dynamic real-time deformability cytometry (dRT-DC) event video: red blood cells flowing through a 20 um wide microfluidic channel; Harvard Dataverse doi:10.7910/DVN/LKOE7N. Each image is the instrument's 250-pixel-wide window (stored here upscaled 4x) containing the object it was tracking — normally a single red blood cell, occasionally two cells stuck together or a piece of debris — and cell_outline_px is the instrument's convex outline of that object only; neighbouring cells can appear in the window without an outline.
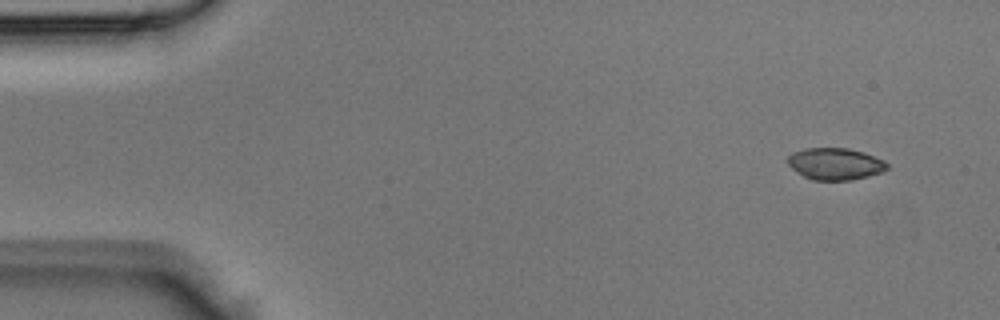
{"species": "Egyptian fruit bat (a non-hibernating species)", "species_latin": "Rousettus aegyptiacus", "temperature_condition": "room temperature", "stored_images_in_passage": 41, "camera_frame_rate_fps": 3000, "um_per_image_px": 0.085, "animal": {"sex": "male"}, "frame": {"image": 1, "passage_image": 1, "time_ms": 0.0, "image_size_px": [1000, 320], "cell_outline_px": [[888, 168], [880, 172], [868, 176], [852, 180], [812, 180], [796, 172], [788, 164], [788, 156], [792, 152], [804, 148], [848, 148], [864, 152], [884, 160], [888, 164]], "centroid_in_image_um": [70.98, 13.92], "position_along_channel_um": 14.0, "area_um2": 18.5}}
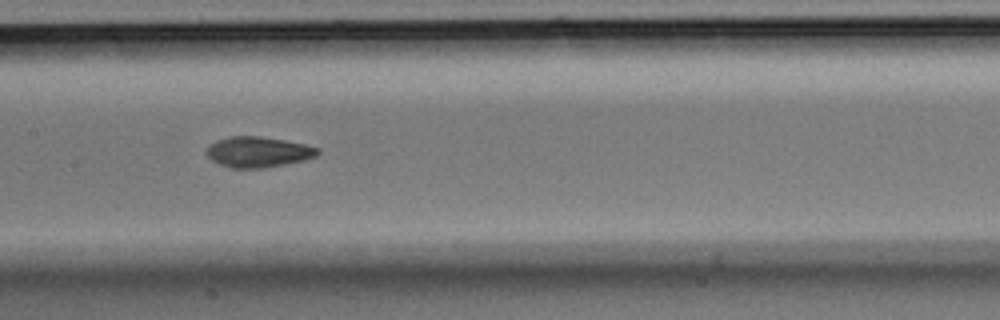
{"frame": {"image": 2, "passage_image": 19, "time_ms": 6.0, "image_size_px": [1000, 320], "cell_outline_px": [[320, 152], [316, 156], [304, 160], [264, 168], [232, 168], [220, 164], [212, 160], [204, 152], [208, 144], [216, 140], [232, 136], [260, 136], [284, 140], [304, 144], [320, 148]], "centroid_in_image_um": [21.92, 12.91], "position_along_channel_um": 185.5, "area_um2": 19.88}}
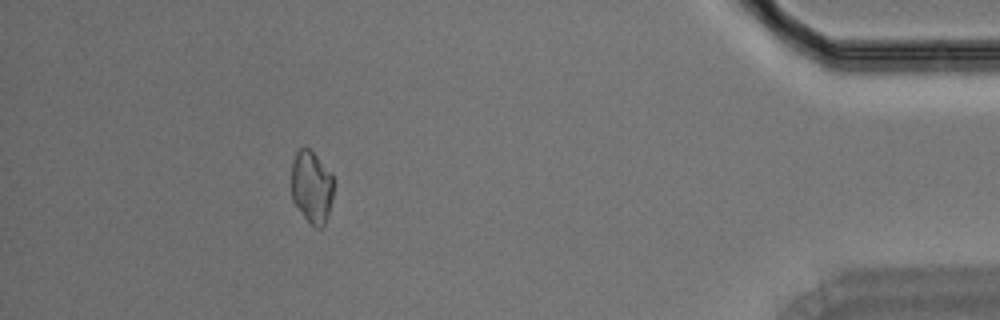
{"frame": {"image": 3, "passage_image": 37, "time_ms": 12.0, "image_size_px": [1000, 320], "cell_outline_px": [[336, 184], [328, 216], [324, 224], [320, 228], [316, 228], [304, 216], [292, 200], [292, 160], [296, 152], [300, 148], [308, 148], [332, 172]], "centroid_in_image_um": [26.53, 15.88], "position_along_channel_um": 408.7, "area_um2": 18.03}}